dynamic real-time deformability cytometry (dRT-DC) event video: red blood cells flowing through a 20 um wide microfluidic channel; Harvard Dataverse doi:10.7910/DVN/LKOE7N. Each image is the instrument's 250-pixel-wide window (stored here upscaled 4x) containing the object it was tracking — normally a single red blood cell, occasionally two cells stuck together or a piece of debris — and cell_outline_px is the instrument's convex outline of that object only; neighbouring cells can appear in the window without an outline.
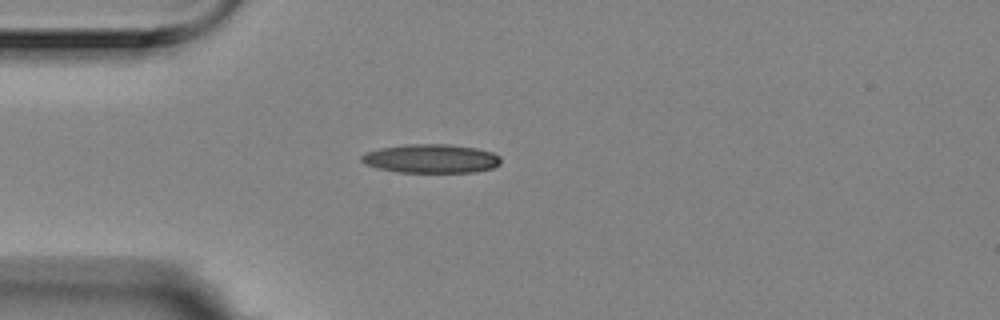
{"species": "Egyptian fruit bat (a non-hibernating species)", "species_latin": "Rousettus aegyptiacus", "temperature_condition": "room temperature", "stored_images_in_passage": 4, "camera_frame_rate_fps": 3000, "um_per_image_px": 0.085, "animal": {"sex": "female"}, "frame": {"image": 1, "passage_image": 3, "time_ms": 0.667, "image_size_px": [1000, 320], "cell_outline_px": [[500, 164], [492, 168], [476, 172], [396, 172], [376, 168], [364, 164], [360, 160], [360, 156], [368, 152], [380, 148], [404, 144], [448, 144], [476, 148], [492, 152], [500, 156]], "centroid_in_image_um": [36.62, 13.48], "position_along_channel_um": 48.4, "area_um2": 23.52}}